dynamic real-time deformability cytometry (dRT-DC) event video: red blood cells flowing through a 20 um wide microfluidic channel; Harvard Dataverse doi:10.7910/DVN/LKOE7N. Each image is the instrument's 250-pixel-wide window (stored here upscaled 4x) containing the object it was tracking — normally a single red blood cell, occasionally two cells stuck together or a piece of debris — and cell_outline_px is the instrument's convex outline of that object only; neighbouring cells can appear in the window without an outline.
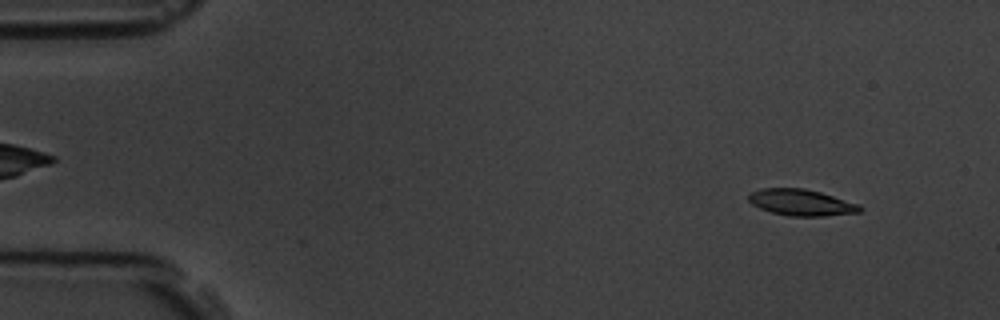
{"species": "common noctule bat (a hibernating species)", "species_latin": "Nyctalus noctula", "temperature_condition": "room temperature", "stored_images_in_passage": 4, "camera_frame_rate_fps": 3000, "um_per_image_px": 0.085, "animal": {"sex": "male", "body_mass_g": 19.5, "forearm_length_mm": 54.6}, "frame": {"image": 1, "passage_image": 1, "time_ms": 0.0, "image_size_px": [1000, 320], "cell_outline_px": [[864, 208], [860, 212], [824, 216], [788, 216], [772, 212], [760, 208], [752, 204], [748, 200], [748, 196], [752, 192], [760, 188], [804, 188], [820, 192], [860, 204]], "centroid_in_image_um": [68.13, 17.21], "position_along_channel_um": 16.9, "area_um2": 17.11}}
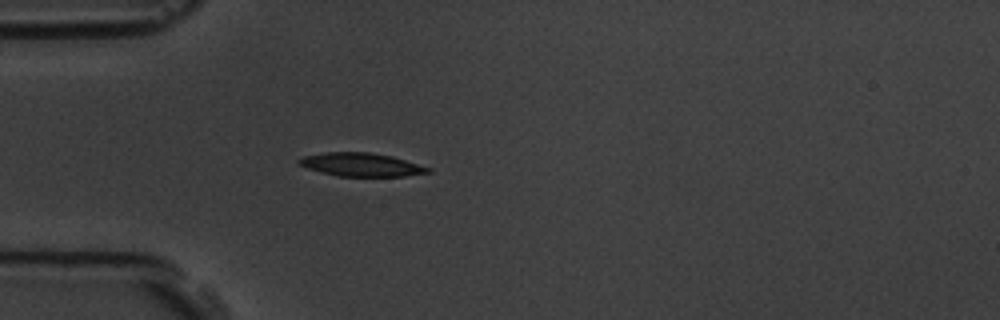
{"frame": {"image": 2, "passage_image": 4, "time_ms": 3.667, "image_size_px": [1000, 320], "cell_outline_px": [[432, 172], [404, 176], [336, 176], [320, 172], [296, 164], [296, 160], [300, 156], [324, 152], [368, 152], [392, 156], [432, 168]], "centroid_in_image_um": [30.65, 13.99], "position_along_channel_um": 54.3, "area_um2": 17.8}}